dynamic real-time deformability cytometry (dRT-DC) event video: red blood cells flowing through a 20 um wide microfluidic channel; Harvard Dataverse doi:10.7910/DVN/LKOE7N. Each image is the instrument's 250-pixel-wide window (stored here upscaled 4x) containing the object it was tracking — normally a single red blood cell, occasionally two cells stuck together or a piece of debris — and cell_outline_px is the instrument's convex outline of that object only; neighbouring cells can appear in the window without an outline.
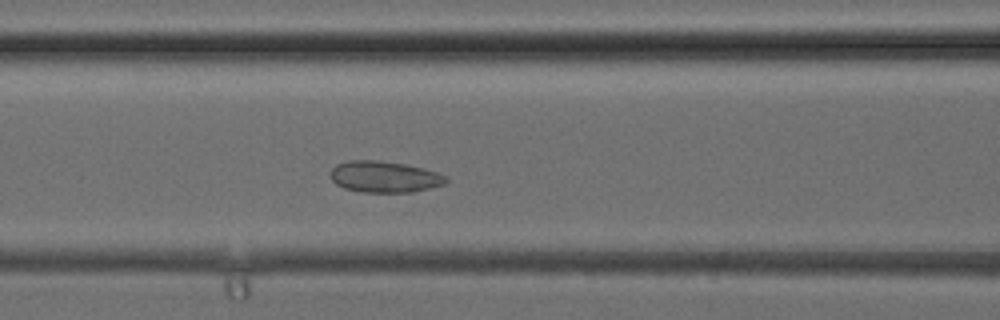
{"species": "common noctule bat (a hibernating species)", "species_latin": "Nyctalus noctula", "temperature_condition": "cold", "stored_images_in_passage": 30, "camera_frame_rate_fps": 3000, "um_per_image_px": 0.085, "animal": {"sex": "female", "body_mass_g": 24.6, "forearm_length_mm": 56.2}, "frame": {"image": 1, "passage_image": 8, "time_ms": 2.333, "image_size_px": [1000, 320], "cell_outline_px": [[448, 180], [444, 184], [412, 192], [360, 192], [344, 188], [336, 184], [332, 180], [332, 168], [336, 164], [348, 160], [376, 160], [404, 164], [436, 172], [448, 176]], "centroid_in_image_um": [32.66, 15.03], "position_along_channel_um": 133.9, "area_um2": 20.92}}
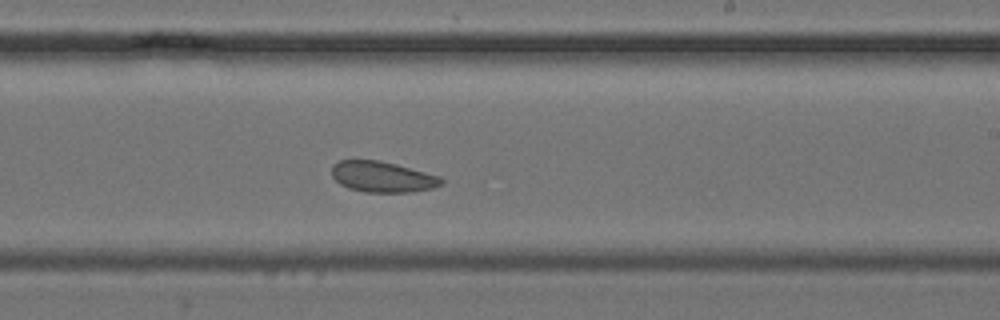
{"frame": {"image": 2, "passage_image": 15, "time_ms": 4.667, "image_size_px": [1000, 320], "cell_outline_px": [[444, 184], [432, 188], [412, 192], [364, 192], [348, 188], [340, 184], [332, 176], [332, 164], [340, 160], [380, 160], [396, 164], [440, 176], [444, 180]], "centroid_in_image_um": [32.51, 15.03], "position_along_channel_um": 256.5, "area_um2": 19.77}}
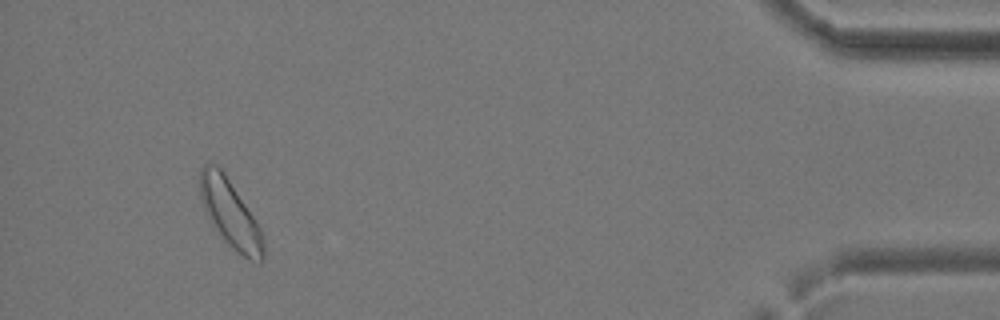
{"frame": {"image": 3, "passage_image": 28, "time_ms": 9.0, "image_size_px": [1000, 320], "cell_outline_px": [[264, 260], [260, 264], [248, 260], [232, 248], [224, 240], [208, 220], [200, 200], [200, 168], [204, 164], [216, 164], [224, 172], [256, 220], [260, 228], [264, 244]], "centroid_in_image_um": [19.56, 18.19], "position_along_channel_um": 415.6, "area_um2": 25.14}}